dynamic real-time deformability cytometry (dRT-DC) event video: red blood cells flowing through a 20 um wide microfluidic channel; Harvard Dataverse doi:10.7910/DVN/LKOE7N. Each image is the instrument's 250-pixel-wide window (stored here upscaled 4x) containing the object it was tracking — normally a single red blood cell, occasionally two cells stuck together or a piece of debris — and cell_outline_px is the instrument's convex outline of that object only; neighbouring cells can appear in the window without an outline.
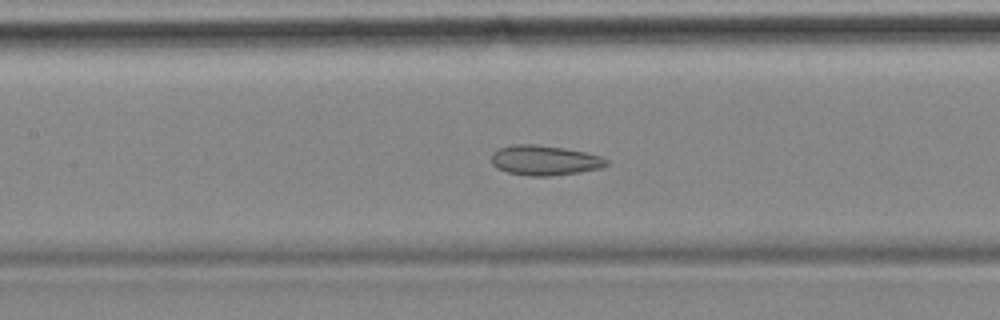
{"species": "common noctule bat (a hibernating species)", "species_latin": "Nyctalus noctula", "temperature_condition": "cold", "stored_images_in_passage": 56, "camera_frame_rate_fps": 3000, "um_per_image_px": 0.085, "animal": {"sex": "female", "body_mass_g": 18.4}, "frame": {"image": 1, "passage_image": 25, "time_ms": 8.0, "image_size_px": [1000, 320], "cell_outline_px": [[608, 164], [600, 168], [580, 172], [548, 176], [528, 176], [508, 172], [496, 168], [492, 164], [492, 152], [500, 148], [512, 144], [532, 144], [564, 148], [584, 152], [600, 156], [608, 160]], "centroid_in_image_um": [46.27, 13.63], "position_along_channel_um": 161.1, "area_um2": 20.0}}
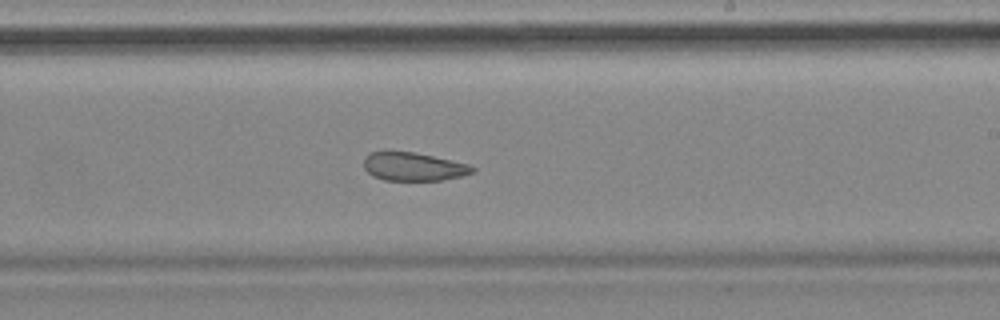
{"frame": {"image": 2, "passage_image": 33, "time_ms": 10.667, "image_size_px": [1000, 320], "cell_outline_px": [[476, 168], [472, 172], [460, 176], [440, 180], [384, 180], [372, 176], [364, 168], [364, 156], [372, 152], [384, 148], [412, 152], [432, 156], [468, 164]], "centroid_in_image_um": [35.04, 14.13], "position_along_channel_um": 254.0, "area_um2": 18.21}}
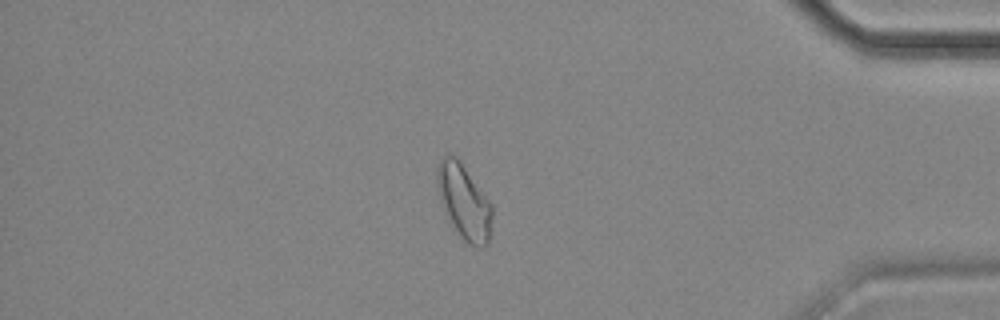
{"frame": {"image": 3, "passage_image": 48, "time_ms": 15.667, "image_size_px": [1000, 320], "cell_outline_px": [[492, 216], [488, 244], [484, 248], [480, 248], [468, 244], [460, 236], [444, 208], [440, 200], [436, 184], [436, 168], [440, 160], [444, 156], [456, 156], [460, 160], [492, 204]], "centroid_in_image_um": [39.45, 17.14], "position_along_channel_um": 395.7, "area_um2": 23.76}, "authors_computed_cell_mechanics": {"area_um2": 23.12, "velocity_mm_per_s": 3.5068, "shape_relaxation_time_tau1_ms": null, "shape_relaxation_time_tau2_ms": 2.8923, "deformation_change_tau1": null, "deformation_change_tau2": 0.0921}}